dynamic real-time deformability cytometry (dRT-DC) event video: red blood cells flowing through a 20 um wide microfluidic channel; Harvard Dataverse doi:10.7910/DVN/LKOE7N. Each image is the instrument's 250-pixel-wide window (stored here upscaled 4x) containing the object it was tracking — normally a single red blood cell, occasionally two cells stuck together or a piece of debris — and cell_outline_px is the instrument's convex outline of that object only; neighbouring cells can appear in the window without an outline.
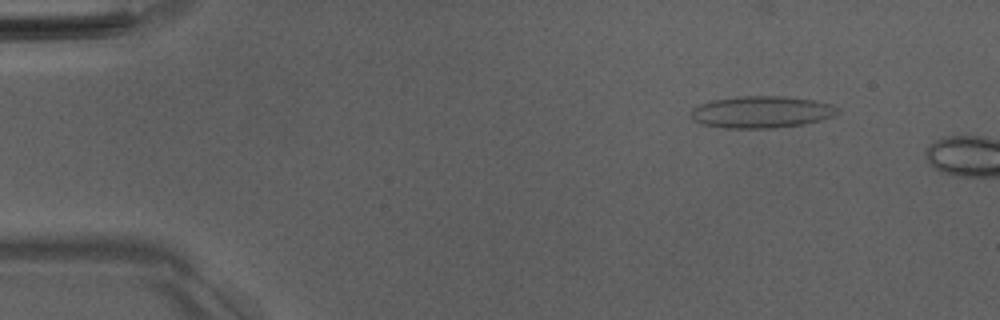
{"species": "Egyptian fruit bat (a non-hibernating species)", "species_latin": "Rousettus aegyptiacus", "temperature_condition": "room temperature", "stored_images_in_passage": 7, "camera_frame_rate_fps": 3000, "um_per_image_px": 0.085, "animal": {"sex": "male"}, "frame": {"image": 1, "passage_image": 4, "time_ms": 1.0, "image_size_px": [1000, 320], "cell_outline_px": [[840, 112], [832, 116], [820, 120], [804, 124], [772, 128], [724, 128], [704, 124], [692, 120], [688, 112], [692, 108], [700, 104], [712, 100], [740, 96], [784, 96], [816, 100], [832, 104], [840, 108]], "centroid_in_image_um": [64.72, 9.51], "position_along_channel_um": 20.3, "area_um2": 27.51}}